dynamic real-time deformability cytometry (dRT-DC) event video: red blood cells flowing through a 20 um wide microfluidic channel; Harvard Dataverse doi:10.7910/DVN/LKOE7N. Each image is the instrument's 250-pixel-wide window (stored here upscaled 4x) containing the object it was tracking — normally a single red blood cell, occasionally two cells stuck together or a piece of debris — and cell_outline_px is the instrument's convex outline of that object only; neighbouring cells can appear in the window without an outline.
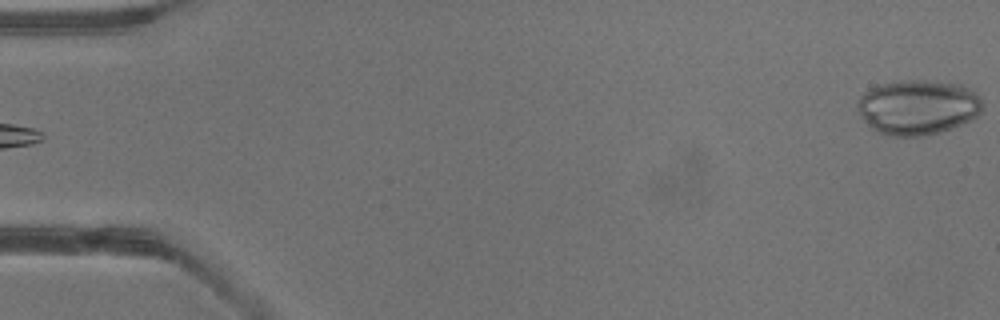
{"species": "common noctule bat (a hibernating species)", "species_latin": "Nyctalus noctula", "temperature_condition": "warm", "stored_images_in_passage": 3, "camera_frame_rate_fps": 3000, "um_per_image_px": 0.085, "animal": {"sex": "male", "body_mass_g": 13.3}, "frame": {"image": 1, "passage_image": 3, "time_ms": 0.667, "image_size_px": [1000, 320], "cell_outline_px": [[984, 108], [976, 116], [960, 124], [940, 132], [920, 136], [892, 136], [880, 132], [872, 128], [860, 116], [856, 108], [856, 104], [860, 96], [868, 88], [880, 84], [908, 80], [924, 80], [960, 84], [976, 92], [980, 96], [984, 104]], "centroid_in_image_um": [78.01, 9.1], "position_along_channel_um": 7.0, "area_um2": 40.06}}